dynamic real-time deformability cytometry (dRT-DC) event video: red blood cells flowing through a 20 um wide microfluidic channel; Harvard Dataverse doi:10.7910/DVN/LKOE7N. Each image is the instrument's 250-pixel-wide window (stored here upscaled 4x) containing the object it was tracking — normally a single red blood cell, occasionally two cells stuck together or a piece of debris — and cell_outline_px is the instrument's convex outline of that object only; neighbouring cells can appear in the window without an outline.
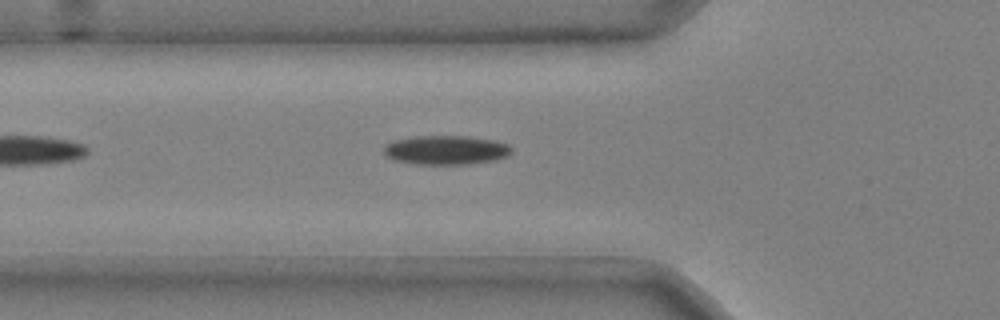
{"species": "common noctule bat (a hibernating species)", "species_latin": "Nyctalus noctula", "temperature_condition": "cold", "stored_images_in_passage": 36, "camera_frame_rate_fps": 3000, "um_per_image_px": 0.085, "animal": {"sex": "male", "body_mass_g": 20.4}, "frame": {"image": 1, "passage_image": 5, "time_ms": 1.333, "image_size_px": [1000, 320], "cell_outline_px": [[512, 152], [508, 156], [496, 160], [468, 164], [416, 164], [392, 160], [384, 156], [384, 148], [388, 144], [396, 140], [420, 136], [468, 136], [492, 140], [508, 144], [512, 148]], "centroid_in_image_um": [37.93, 12.76], "position_along_channel_um": 87.9, "area_um2": 21.68}}
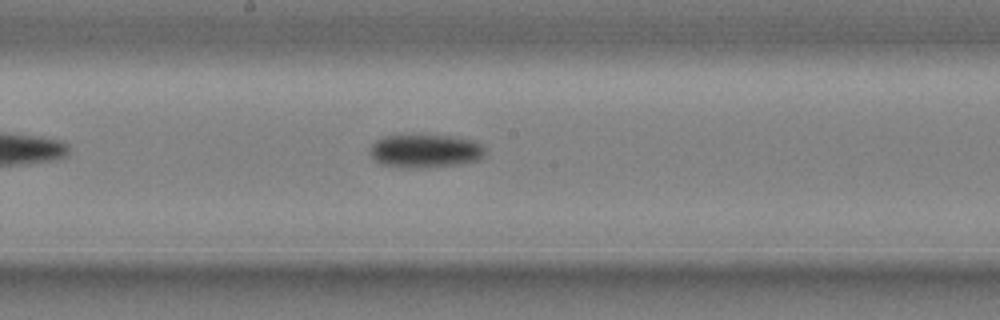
{"frame": {"image": 2, "passage_image": 15, "time_ms": 4.667, "image_size_px": [1000, 320], "cell_outline_px": [[484, 156], [480, 160], [460, 164], [428, 168], [404, 168], [380, 164], [372, 156], [372, 144], [376, 140], [384, 136], [452, 136], [476, 140], [484, 148]], "centroid_in_image_um": [36.2, 12.85], "position_along_channel_um": 212.0, "area_um2": 22.37}}
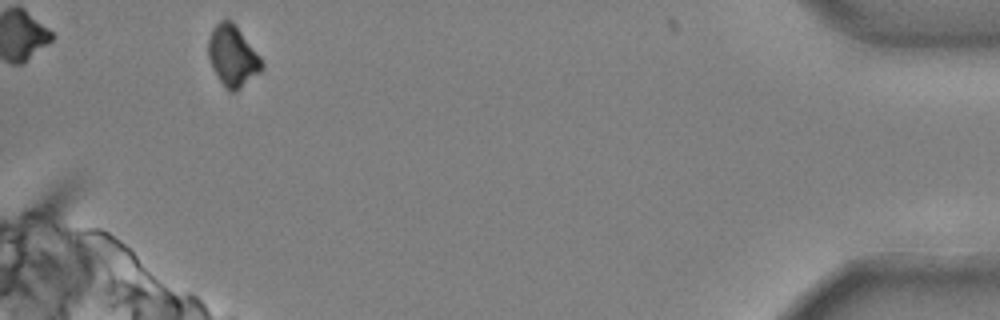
{"frame": {"image": 3, "passage_image": 36, "time_ms": 11.667, "image_size_px": [1000, 320], "cell_outline_px": [[264, 68], [260, 72], [236, 92], [228, 92], [212, 68], [208, 56], [208, 40], [212, 28], [220, 20], [232, 20], [260, 56], [264, 64]], "centroid_in_image_um": [19.78, 4.77], "position_along_channel_um": 415.4, "area_um2": 19.07}}